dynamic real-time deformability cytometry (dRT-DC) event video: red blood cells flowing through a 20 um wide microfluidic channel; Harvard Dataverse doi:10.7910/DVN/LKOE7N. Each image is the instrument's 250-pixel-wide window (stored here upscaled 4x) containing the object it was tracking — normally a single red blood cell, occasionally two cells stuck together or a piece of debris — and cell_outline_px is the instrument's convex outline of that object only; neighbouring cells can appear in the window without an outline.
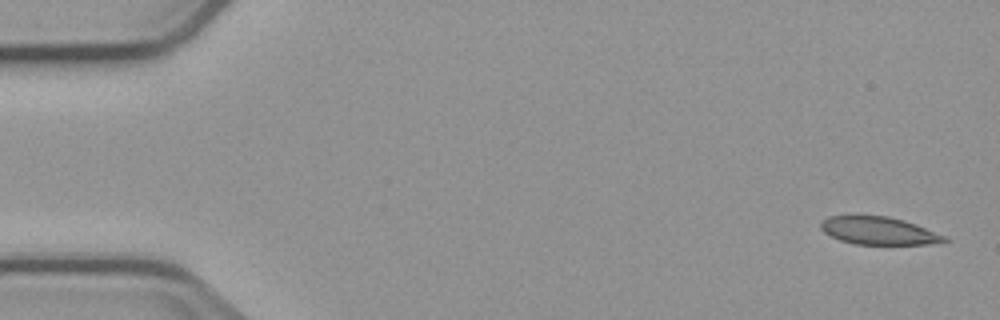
{"species": "common noctule bat (a hibernating species)", "species_latin": "Nyctalus noctula", "temperature_condition": "cold", "stored_images_in_passage": 6, "segment_of_instrument_passage": [1, 2], "camera_frame_rate_fps": 3000, "um_per_image_px": 0.085, "animal": {"sex": "male", "body_mass_g": 23.1, "forearm_length_mm": 52.7}, "frame": {"image": 1, "passage_image": 1, "time_ms": 0.0, "image_size_px": [1000, 320], "cell_outline_px": [[952, 240], [928, 244], [856, 244], [840, 240], [824, 232], [820, 228], [820, 224], [828, 216], [888, 216], [904, 220], [916, 224], [944, 236]], "centroid_in_image_um": [74.69, 19.61], "position_along_channel_um": 10.3, "area_um2": 19.71}}
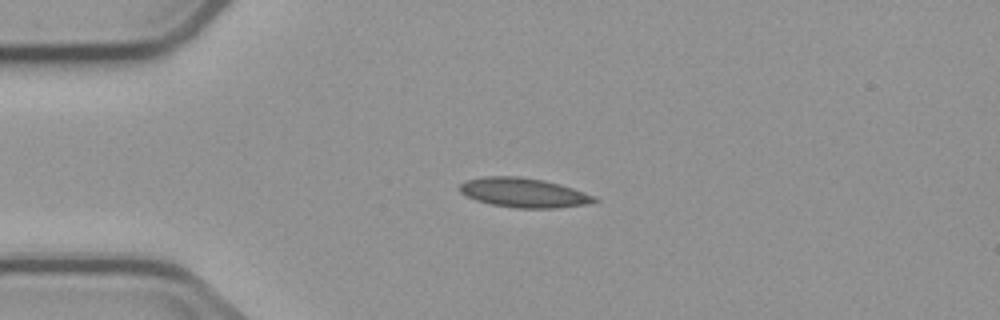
{"frame": {"image": 2, "passage_image": 4, "time_ms": 3.667, "image_size_px": [1000, 320], "cell_outline_px": [[600, 200], [588, 204], [556, 208], [516, 208], [492, 204], [476, 200], [460, 192], [460, 184], [468, 180], [484, 176], [520, 176], [544, 180], [560, 184], [596, 196]], "centroid_in_image_um": [44.55, 16.38], "position_along_channel_um": 40.4, "area_um2": 23.06}}